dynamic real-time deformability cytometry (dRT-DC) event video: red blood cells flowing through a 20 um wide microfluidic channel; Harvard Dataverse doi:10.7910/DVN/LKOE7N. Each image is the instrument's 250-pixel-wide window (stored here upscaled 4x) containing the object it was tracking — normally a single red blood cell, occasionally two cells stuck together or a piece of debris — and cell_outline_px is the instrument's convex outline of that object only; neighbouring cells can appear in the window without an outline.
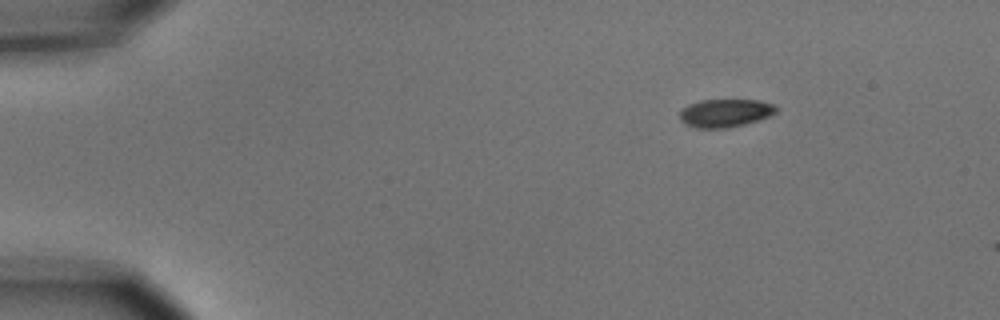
{"species": "common noctule bat (a hibernating species)", "species_latin": "Nyctalus noctula", "temperature_condition": "cold", "stored_images_in_passage": 3, "camera_frame_rate_fps": 3000, "um_per_image_px": 0.085, "animal": {"sex": "male", "body_mass_g": 15.6}, "frame": {"image": 1, "passage_image": 1, "time_ms": 0.0, "image_size_px": [1000, 320], "cell_outline_px": [[776, 112], [768, 116], [744, 124], [728, 128], [696, 128], [684, 124], [680, 120], [680, 112], [688, 104], [700, 100], [756, 100], [772, 104], [776, 108]], "centroid_in_image_um": [61.58, 9.61], "position_along_channel_um": 23.4, "area_um2": 15.61}}